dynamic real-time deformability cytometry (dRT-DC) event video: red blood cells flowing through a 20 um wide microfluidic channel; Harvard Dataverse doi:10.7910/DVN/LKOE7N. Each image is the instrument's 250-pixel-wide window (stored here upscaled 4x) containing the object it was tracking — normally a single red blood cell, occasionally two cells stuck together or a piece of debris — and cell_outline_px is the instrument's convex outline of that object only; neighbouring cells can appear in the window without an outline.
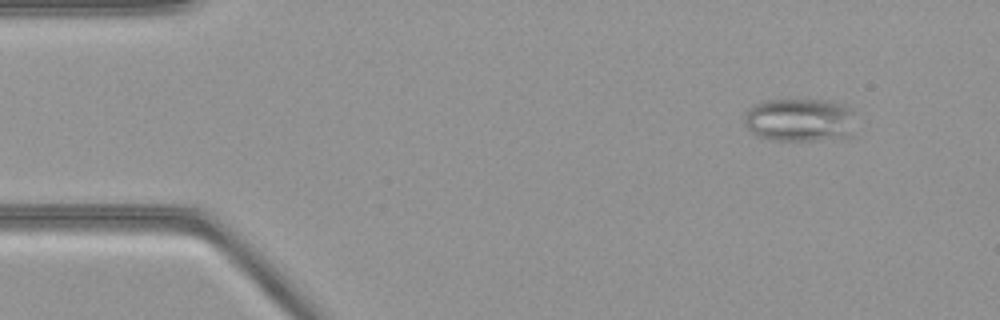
{"species": "common noctule bat (a hibernating species)", "species_latin": "Nyctalus noctula", "temperature_condition": "warm", "stored_images_in_passage": 53, "camera_frame_rate_fps": 3000, "um_per_image_px": 0.085, "animal": {"sex": "female", "body_mass_g": 21.9}, "frame": {"image": 1, "passage_image": 6, "time_ms": 1.667, "image_size_px": [1000, 320], "cell_outline_px": [[856, 108], [852, 136], [816, 140], [772, 140], [756, 136], [744, 124], [744, 116], [748, 108], [760, 100], [832, 100]], "centroid_in_image_um": [68.02, 10.18], "position_along_channel_um": 17.0, "area_um2": 28.84}}
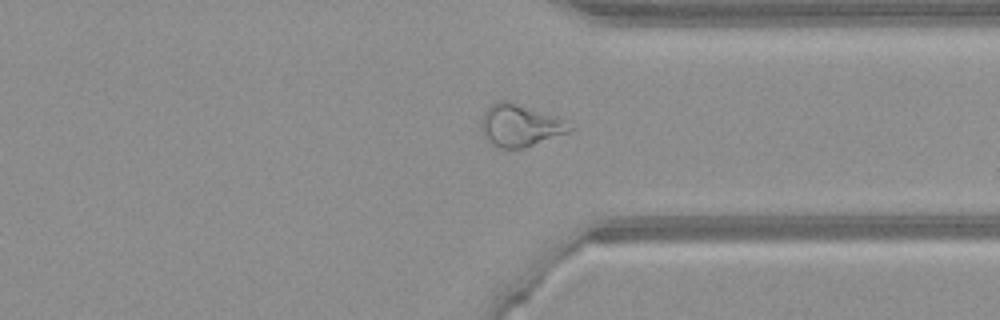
{"frame": {"image": 2, "passage_image": 40, "time_ms": 13.0, "image_size_px": [1000, 320], "cell_outline_px": [[576, 128], [568, 132], [524, 148], [500, 148], [492, 144], [484, 136], [480, 128], [480, 124], [484, 112], [492, 104], [500, 100], [508, 100], [568, 120], [576, 124]], "centroid_in_image_um": [44.25, 10.65], "position_along_channel_um": 367.1, "area_um2": 21.96}}
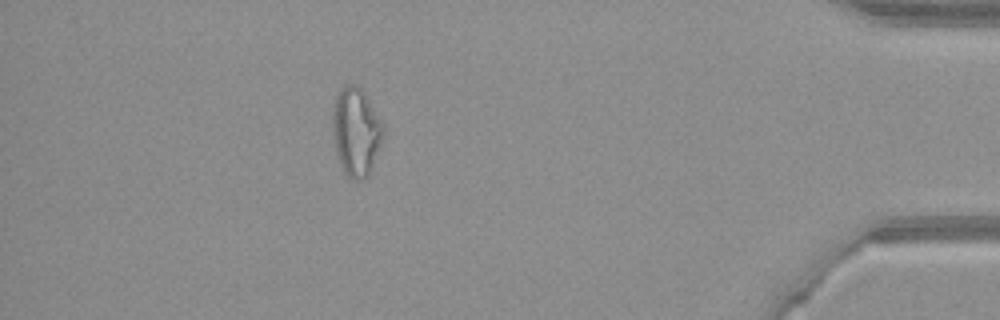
{"frame": {"image": 3, "passage_image": 47, "time_ms": 15.333, "image_size_px": [1000, 320], "cell_outline_px": [[384, 136], [368, 176], [364, 180], [352, 180], [344, 172], [340, 164], [336, 152], [332, 132], [332, 112], [336, 96], [340, 88], [344, 84], [360, 84], [384, 124]], "centroid_in_image_um": [30.26, 11.16], "position_along_channel_um": 404.9, "area_um2": 26.59}}